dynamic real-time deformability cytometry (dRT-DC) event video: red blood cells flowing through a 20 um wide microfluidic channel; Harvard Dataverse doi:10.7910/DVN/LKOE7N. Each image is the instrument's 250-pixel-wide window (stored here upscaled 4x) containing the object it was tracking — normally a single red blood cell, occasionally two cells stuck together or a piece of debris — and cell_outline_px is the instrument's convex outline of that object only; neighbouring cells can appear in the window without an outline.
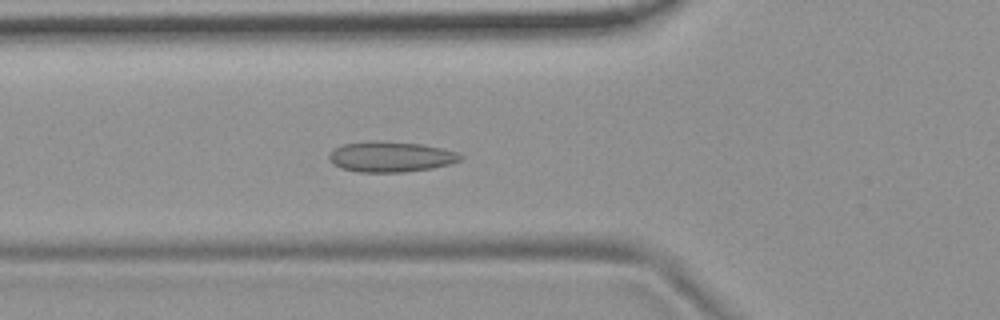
{"species": "common noctule bat (a hibernating species)", "species_latin": "Nyctalus noctula", "temperature_condition": "room temperature", "stored_images_in_passage": 54, "camera_frame_rate_fps": 3000, "um_per_image_px": 0.085, "animal": {"sex": "female", "body_mass_g": 19.9}, "frame": {"image": 1, "passage_image": 19, "time_ms": 6.0, "image_size_px": [1000, 320], "cell_outline_px": [[464, 156], [460, 160], [452, 164], [432, 168], [404, 172], [356, 172], [340, 168], [332, 164], [328, 160], [328, 156], [336, 148], [344, 144], [372, 140], [380, 140], [424, 144], [456, 152]], "centroid_in_image_um": [33.2, 13.32], "position_along_channel_um": 92.6, "area_um2": 23.58}}
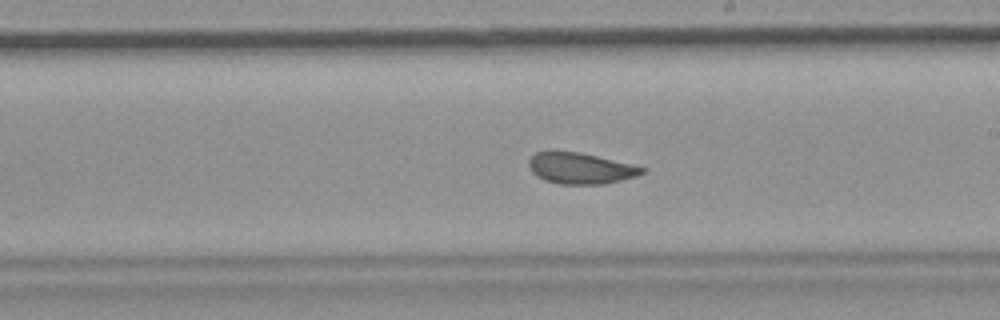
{"frame": {"image": 2, "passage_image": 31, "time_ms": 10.0, "image_size_px": [1000, 320], "cell_outline_px": [[648, 168], [644, 172], [636, 176], [604, 184], [560, 184], [544, 180], [536, 176], [532, 172], [528, 164], [528, 160], [536, 152], [552, 148], [556, 148], [580, 152], [632, 164]], "centroid_in_image_um": [49.28, 14.26], "position_along_channel_um": 239.7, "area_um2": 21.1}}
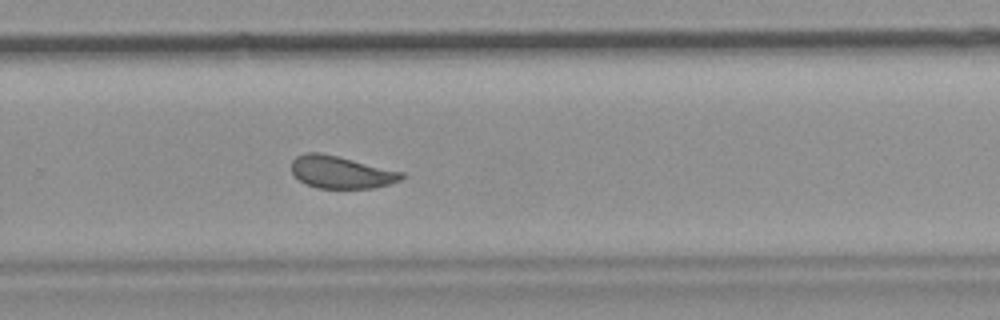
{"frame": {"image": 3, "passage_image": 36, "time_ms": 11.667, "image_size_px": [1000, 320], "cell_outline_px": [[404, 176], [400, 180], [388, 184], [372, 188], [316, 188], [304, 184], [292, 172], [292, 160], [296, 156], [304, 152], [320, 152], [404, 172]], "centroid_in_image_um": [28.96, 14.63], "position_along_channel_um": 300.8, "area_um2": 20.69}, "authors_computed_cell_mechanics": {"area_um2": 21.8773, "velocity_mm_per_s": 3.6895, "shape_relaxation_time_tau1_ms": null, "shape_relaxation_time_tau2_ms": 1.5296, "deformation_change_tau1": null, "deformation_change_tau2": 0.062}}